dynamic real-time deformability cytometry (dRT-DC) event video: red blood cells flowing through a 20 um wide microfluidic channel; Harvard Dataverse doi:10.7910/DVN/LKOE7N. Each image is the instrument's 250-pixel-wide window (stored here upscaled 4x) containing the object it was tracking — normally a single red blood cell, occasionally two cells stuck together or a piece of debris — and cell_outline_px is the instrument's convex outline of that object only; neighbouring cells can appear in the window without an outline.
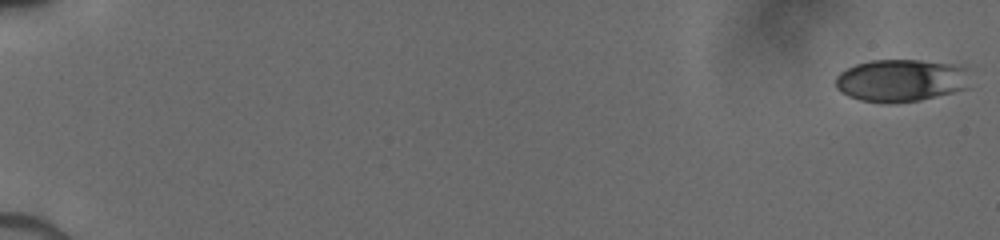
{"species": "human", "species_latin": "Homo sapiens", "temperature_condition": "cold", "stored_images_in_passage": 10, "camera_frame_rate_fps": 3000, "um_per_image_px": 0.085, "donor": {"sex": "male"}, "frame": {"image": 1, "passage_image": 1, "time_ms": 0.0, "image_size_px": [1000, 240], "cell_outline_px": [[968, 88], [920, 100], [888, 104], [860, 100], [848, 96], [840, 92], [836, 88], [836, 76], [840, 72], [856, 64], [872, 60], [920, 60], [964, 64], [968, 68]], "centroid_in_image_um": [76.61, 6.83], "position_along_channel_um": 8.4, "area_um2": 33.76}}
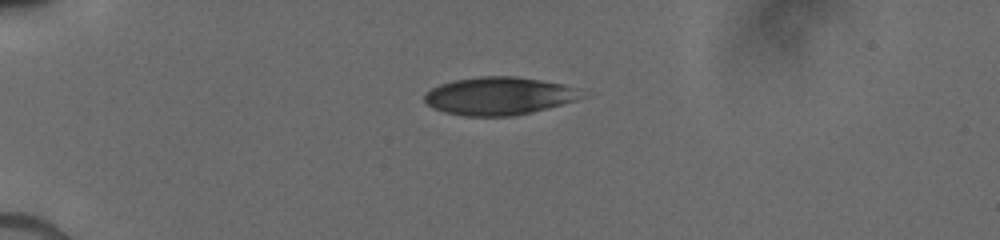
{"frame": {"image": 2, "passage_image": 7, "time_ms": 4.667, "image_size_px": [1000, 240], "cell_outline_px": [[588, 96], [576, 100], [532, 112], [512, 116], [464, 116], [444, 112], [428, 104], [424, 100], [424, 96], [432, 88], [440, 84], [452, 80], [480, 76], [516, 76], [564, 84], [584, 88]], "centroid_in_image_um": [42.5, 8.14], "position_along_channel_um": 42.5, "area_um2": 35.03}}
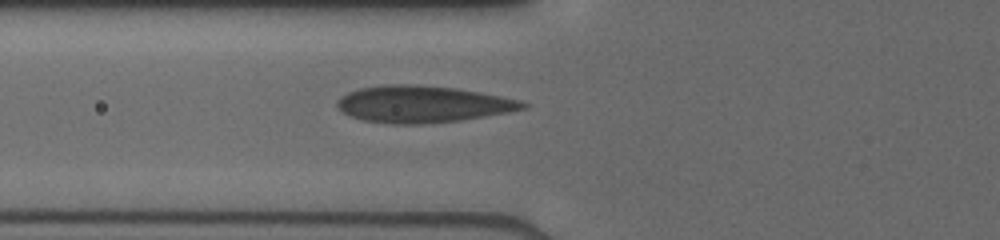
{"frame": {"image": 3, "passage_image": 10, "time_ms": 7.0, "image_size_px": [1000, 240], "cell_outline_px": [[528, 108], [508, 112], [460, 120], [420, 124], [392, 124], [364, 120], [352, 116], [344, 112], [336, 104], [336, 100], [348, 92], [360, 88], [384, 84], [408, 84], [456, 88], [480, 92], [520, 100], [528, 104]], "centroid_in_image_um": [35.93, 8.85], "position_along_channel_um": 89.9, "area_um2": 39.54}}